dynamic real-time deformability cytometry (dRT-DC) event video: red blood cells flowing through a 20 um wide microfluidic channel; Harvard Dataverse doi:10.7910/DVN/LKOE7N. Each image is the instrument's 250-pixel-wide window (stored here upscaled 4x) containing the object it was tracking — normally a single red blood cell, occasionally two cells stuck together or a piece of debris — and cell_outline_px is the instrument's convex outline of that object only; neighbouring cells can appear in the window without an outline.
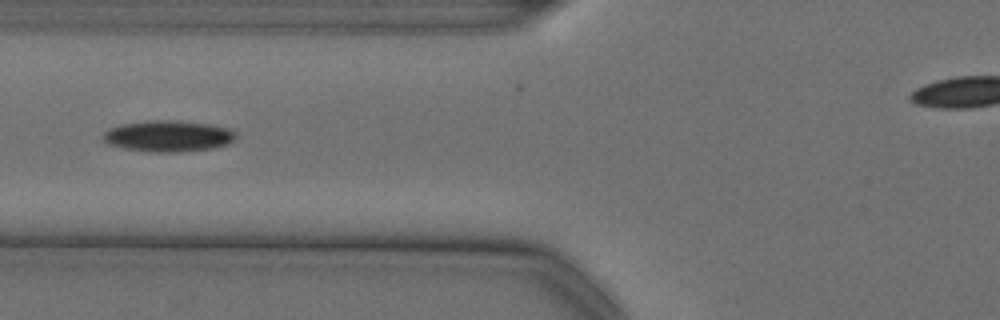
{"species": "Egyptian fruit bat (a non-hibernating species)", "species_latin": "Rousettus aegyptiacus", "temperature_condition": "cold", "stored_images_in_passage": 7, "camera_frame_rate_fps": 3000, "um_per_image_px": 0.085, "animal": {"sex": "female"}, "frame": {"image": 1, "passage_image": 5, "time_ms": 1.333, "image_size_px": [1000, 320], "cell_outline_px": [[236, 136], [228, 144], [216, 148], [180, 152], [148, 152], [124, 148], [108, 144], [100, 136], [108, 128], [120, 124], [144, 120], [180, 120], [212, 124], [232, 128], [236, 132]], "centroid_in_image_um": [14.3, 11.55], "position_along_channel_um": 111.5, "area_um2": 24.8}}
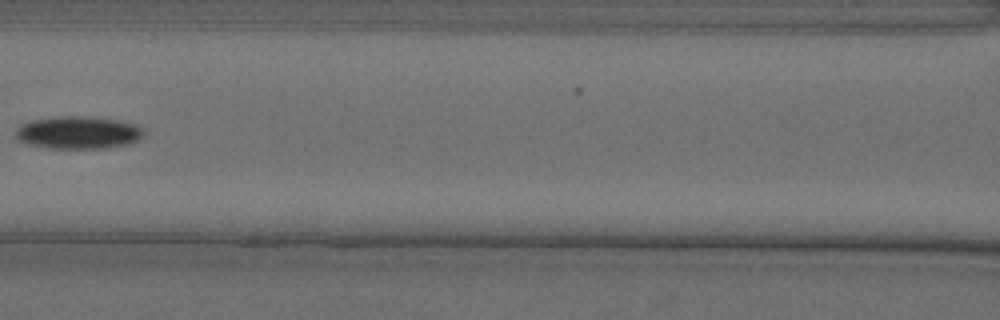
{"frame": {"image": 2, "passage_image": 6, "time_ms": 1.667, "image_size_px": [1000, 320], "cell_outline_px": [[144, 136], [140, 140], [128, 144], [108, 148], [44, 148], [24, 144], [16, 140], [16, 128], [20, 124], [32, 120], [56, 116], [88, 116], [120, 120], [144, 128]], "centroid_in_image_um": [6.62, 11.27], "position_along_channel_um": 160.0, "area_um2": 24.85}}